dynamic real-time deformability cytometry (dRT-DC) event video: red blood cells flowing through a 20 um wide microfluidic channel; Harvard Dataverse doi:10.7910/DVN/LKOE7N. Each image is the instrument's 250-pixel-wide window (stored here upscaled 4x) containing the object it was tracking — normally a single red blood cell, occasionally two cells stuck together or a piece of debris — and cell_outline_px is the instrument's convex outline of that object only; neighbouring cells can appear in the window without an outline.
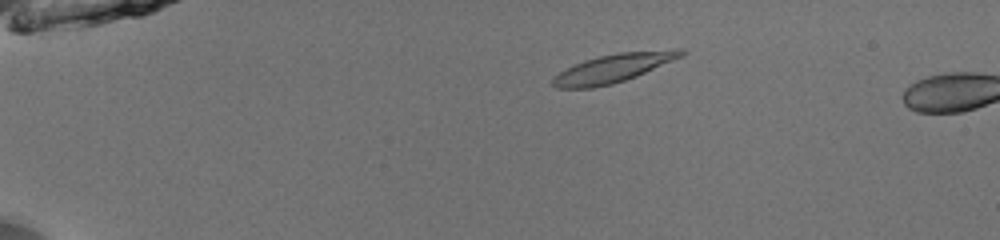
{"species": "common noctule bat (a hibernating species)", "species_latin": "Nyctalus noctula", "temperature_condition": "room temperature", "stored_images_in_passage": 9, "camera_frame_rate_fps": 3000, "um_per_image_px": 0.085, "animal": {"sex": "male", "body_mass_g": 13.0, "forearm_length_mm": 53.1}, "frame": {"image": 1, "passage_image": 6, "time_ms": 1.667, "image_size_px": [1000, 240], "cell_outline_px": [[688, 52], [684, 56], [636, 76], [612, 84], [592, 88], [556, 88], [552, 84], [552, 80], [560, 72], [584, 60], [600, 56], [620, 52], [676, 48], [684, 48]], "centroid_in_image_um": [52.24, 5.77], "position_along_channel_um": 32.8, "area_um2": 21.33}}